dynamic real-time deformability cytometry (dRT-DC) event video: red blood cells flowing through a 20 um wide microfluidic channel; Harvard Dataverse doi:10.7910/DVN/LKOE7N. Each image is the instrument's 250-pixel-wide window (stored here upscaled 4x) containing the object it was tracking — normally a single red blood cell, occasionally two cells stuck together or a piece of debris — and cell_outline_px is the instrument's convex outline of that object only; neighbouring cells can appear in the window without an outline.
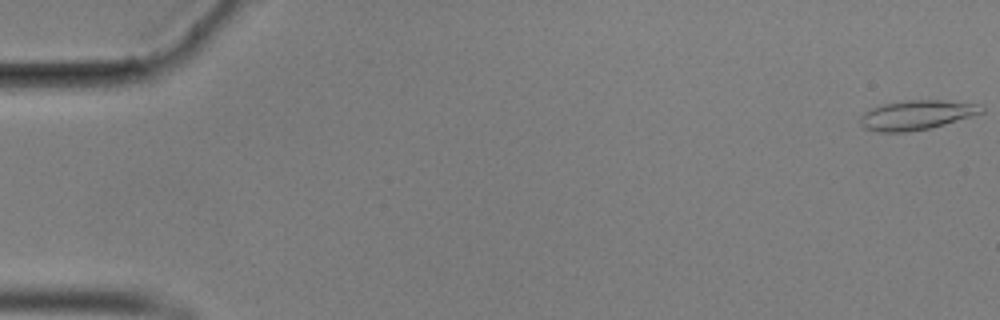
{"species": "common noctule bat (a hibernating species)", "species_latin": "Nyctalus noctula", "temperature_condition": "cold", "stored_images_in_passage": 57, "camera_frame_rate_fps": 3000, "um_per_image_px": 0.085, "animal": {"sex": "male", "body_mass_g": 17.9}, "frame": {"image": 1, "passage_image": 1, "time_ms": 0.0, "image_size_px": [1000, 320], "cell_outline_px": [[984, 112], [972, 116], [944, 124], [928, 128], [908, 132], [876, 132], [864, 128], [860, 124], [860, 116], [868, 108], [884, 104], [908, 100], [940, 100], [980, 104], [984, 108]], "centroid_in_image_um": [77.87, 9.77], "position_along_channel_um": 7.1, "area_um2": 20.87}}
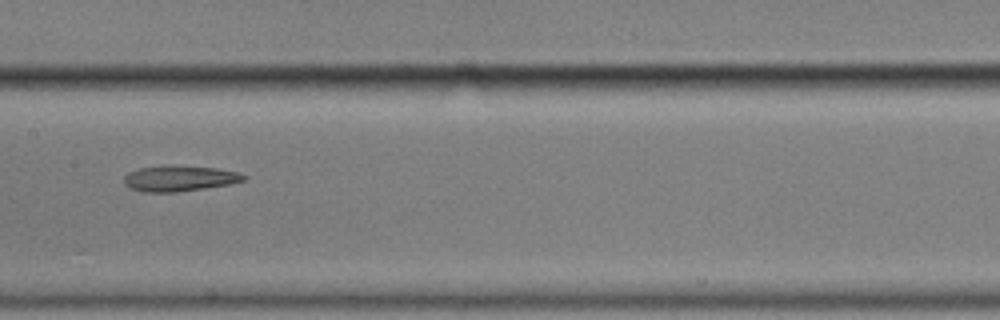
{"frame": {"image": 2, "passage_image": 29, "time_ms": 9.333, "image_size_px": [1000, 320], "cell_outline_px": [[248, 180], [232, 184], [176, 192], [144, 192], [128, 188], [124, 184], [124, 176], [128, 172], [140, 168], [172, 164], [216, 168], [240, 172], [248, 176]], "centroid_in_image_um": [15.29, 15.15], "position_along_channel_um": 192.1, "area_um2": 18.38}}
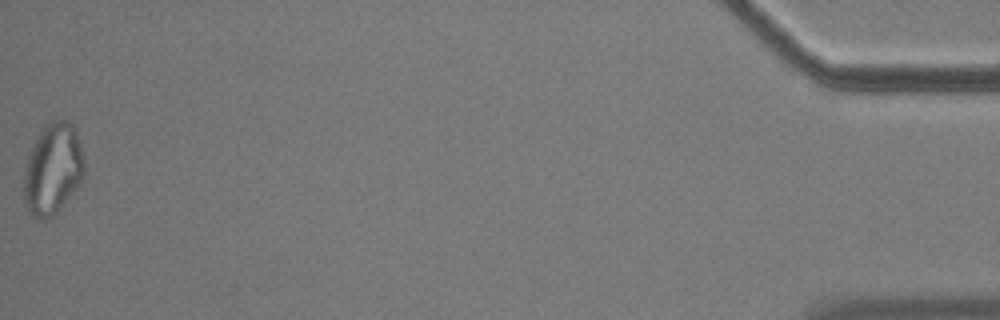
{"frame": {"image": 3, "passage_image": 57, "time_ms": 18.667, "image_size_px": [1000, 320], "cell_outline_px": [[84, 176], [80, 184], [56, 212], [52, 216], [44, 220], [40, 220], [32, 216], [24, 200], [24, 172], [28, 156], [40, 132], [48, 124], [56, 120], [64, 120], [72, 124], [76, 132], [84, 156]], "centroid_in_image_um": [4.5, 14.39], "position_along_channel_um": 430.7, "area_um2": 31.62}}